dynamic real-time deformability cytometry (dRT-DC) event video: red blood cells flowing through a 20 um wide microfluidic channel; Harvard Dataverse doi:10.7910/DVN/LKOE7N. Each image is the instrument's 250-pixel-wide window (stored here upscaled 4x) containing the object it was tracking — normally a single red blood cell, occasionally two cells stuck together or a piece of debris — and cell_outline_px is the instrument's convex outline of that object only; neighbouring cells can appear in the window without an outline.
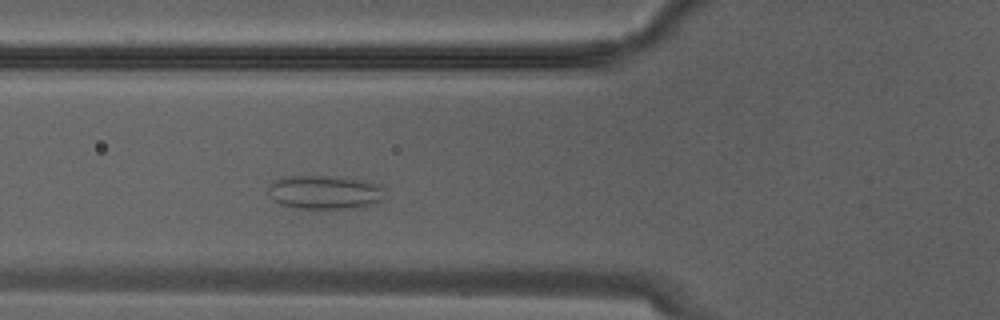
{"species": "Egyptian fruit bat (a non-hibernating species)", "species_latin": "Rousettus aegyptiacus", "temperature_condition": "warm", "stored_images_in_passage": 4, "camera_frame_rate_fps": 3000, "um_per_image_px": 0.085, "animal": {"sex": "male"}, "frame": {"image": 1, "passage_image": 4, "time_ms": 1.0, "image_size_px": [1000, 320], "cell_outline_px": [[384, 200], [376, 204], [356, 208], [296, 208], [280, 204], [268, 192], [268, 188], [276, 180], [288, 176], [336, 176], [364, 180], [380, 184], [384, 188]], "centroid_in_image_um": [27.7, 16.34], "position_along_channel_um": 98.1, "area_um2": 23.06}}